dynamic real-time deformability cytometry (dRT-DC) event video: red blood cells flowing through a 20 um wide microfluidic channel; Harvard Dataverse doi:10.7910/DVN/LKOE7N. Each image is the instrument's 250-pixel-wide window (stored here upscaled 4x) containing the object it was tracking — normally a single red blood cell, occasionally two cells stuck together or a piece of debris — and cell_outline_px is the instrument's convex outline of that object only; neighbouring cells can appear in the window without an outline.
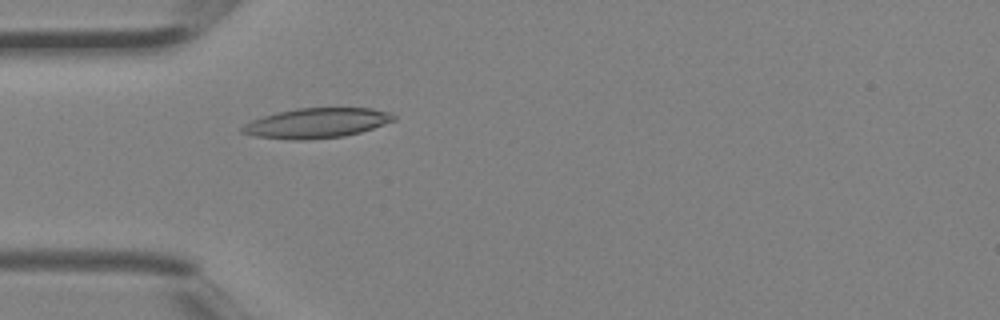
{"species": "Egyptian fruit bat (a non-hibernating species)", "species_latin": "Rousettus aegyptiacus", "temperature_condition": "room temperature", "stored_images_in_passage": 4, "camera_frame_rate_fps": 3000, "um_per_image_px": 0.085, "animal": {"sex": "female"}, "frame": {"image": 1, "passage_image": 4, "time_ms": 1.0, "image_size_px": [1000, 320], "cell_outline_px": [[396, 120], [360, 132], [344, 136], [304, 140], [296, 140], [256, 136], [240, 132], [240, 128], [244, 124], [252, 120], [276, 112], [296, 108], [372, 108], [392, 112], [396, 116]], "centroid_in_image_um": [26.93, 10.45], "position_along_channel_um": 58.1, "area_um2": 26.41}}